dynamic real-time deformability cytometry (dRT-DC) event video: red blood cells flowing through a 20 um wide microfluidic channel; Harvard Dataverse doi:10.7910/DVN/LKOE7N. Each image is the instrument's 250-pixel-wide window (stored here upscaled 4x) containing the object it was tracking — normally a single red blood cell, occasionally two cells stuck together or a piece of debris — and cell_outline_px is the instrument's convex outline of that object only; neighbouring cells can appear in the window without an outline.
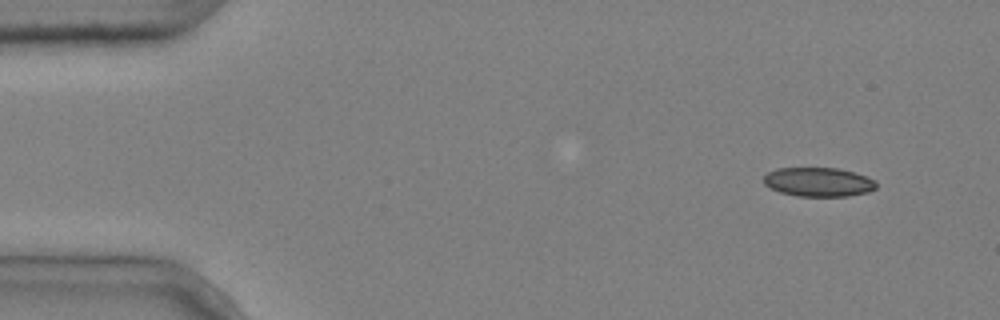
{"species": "common noctule bat (a hibernating species)", "species_latin": "Nyctalus noctula", "temperature_condition": "cold", "stored_images_in_passage": 4, "camera_frame_rate_fps": 3000, "um_per_image_px": 0.085, "animal": {"sex": "male", "body_mass_g": 20.4}, "frame": {"image": 1, "passage_image": 1, "time_ms": 0.0, "image_size_px": [1000, 320], "cell_outline_px": [[876, 188], [868, 192], [848, 196], [796, 196], [780, 192], [764, 184], [764, 176], [768, 172], [776, 168], [836, 168], [852, 172], [876, 180]], "centroid_in_image_um": [69.56, 15.47], "position_along_channel_um": 15.4, "area_um2": 18.96}}